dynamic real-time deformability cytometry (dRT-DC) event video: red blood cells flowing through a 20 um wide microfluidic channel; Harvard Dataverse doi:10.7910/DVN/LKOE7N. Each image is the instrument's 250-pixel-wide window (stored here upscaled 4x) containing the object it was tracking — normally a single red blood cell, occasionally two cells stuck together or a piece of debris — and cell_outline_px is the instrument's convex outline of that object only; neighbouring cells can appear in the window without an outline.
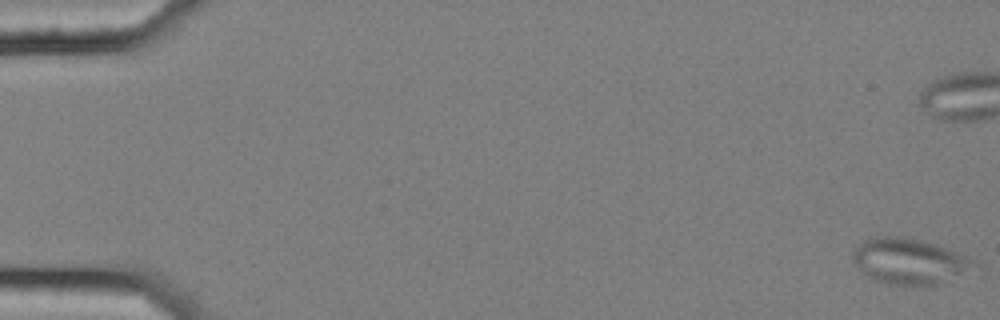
{"species": "common noctule bat (a hibernating species)", "species_latin": "Nyctalus noctula", "temperature_condition": "cold", "stored_images_in_passage": 59, "segment_of_instrument_passage": [1, 2], "camera_frame_rate_fps": 3000, "um_per_image_px": 0.085, "animal": {"sex": "female", "body_mass_g": 25.1}, "frame": {"image": 1, "passage_image": 1, "time_ms": 0.0, "image_size_px": [1000, 320], "cell_outline_px": [[984, 268], [940, 284], [888, 284], [872, 280], [852, 260], [852, 252], [864, 240], [876, 236], [908, 236], [936, 244], [976, 260]], "centroid_in_image_um": [77.41, 22.2], "position_along_channel_um": 7.6, "area_um2": 32.89}}